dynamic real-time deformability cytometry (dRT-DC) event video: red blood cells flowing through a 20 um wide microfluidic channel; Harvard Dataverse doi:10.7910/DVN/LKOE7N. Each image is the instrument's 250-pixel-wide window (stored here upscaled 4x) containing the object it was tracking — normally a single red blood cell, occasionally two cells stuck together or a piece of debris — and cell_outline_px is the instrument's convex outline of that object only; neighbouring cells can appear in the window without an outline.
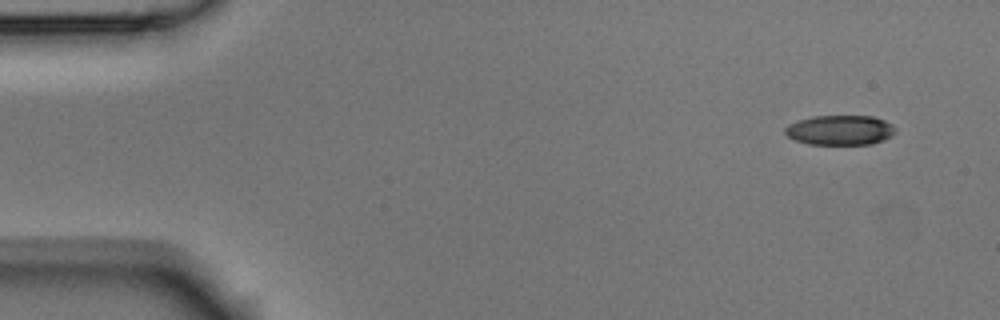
{"species": "Egyptian fruit bat (a non-hibernating species)", "species_latin": "Rousettus aegyptiacus", "temperature_condition": "room temperature", "stored_images_in_passage": 4, "camera_frame_rate_fps": 3000, "um_per_image_px": 0.085, "animal": {"sex": "male"}, "frame": {"image": 1, "passage_image": 1, "time_ms": 0.0, "image_size_px": [1000, 320], "cell_outline_px": [[896, 132], [892, 136], [884, 140], [872, 144], [808, 144], [796, 140], [788, 136], [784, 132], [784, 128], [788, 124], [812, 116], [872, 116], [884, 120], [892, 124], [896, 128]], "centroid_in_image_um": [71.43, 11.06], "position_along_channel_um": 13.6, "area_um2": 19.25}}
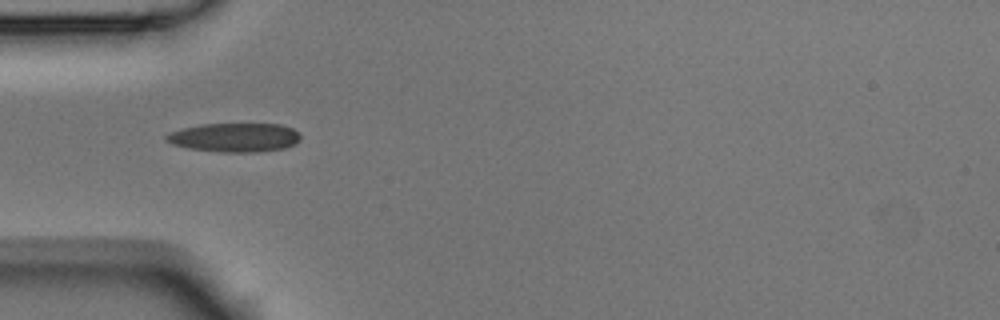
{"frame": {"image": 2, "passage_image": 4, "time_ms": 1.0, "image_size_px": [1000, 320], "cell_outline_px": [[300, 140], [296, 144], [284, 148], [256, 152], [220, 152], [188, 148], [172, 144], [164, 140], [164, 136], [168, 132], [200, 124], [280, 124], [292, 128], [300, 132]], "centroid_in_image_um": [19.94, 11.68], "position_along_channel_um": 65.1, "area_um2": 22.83}}